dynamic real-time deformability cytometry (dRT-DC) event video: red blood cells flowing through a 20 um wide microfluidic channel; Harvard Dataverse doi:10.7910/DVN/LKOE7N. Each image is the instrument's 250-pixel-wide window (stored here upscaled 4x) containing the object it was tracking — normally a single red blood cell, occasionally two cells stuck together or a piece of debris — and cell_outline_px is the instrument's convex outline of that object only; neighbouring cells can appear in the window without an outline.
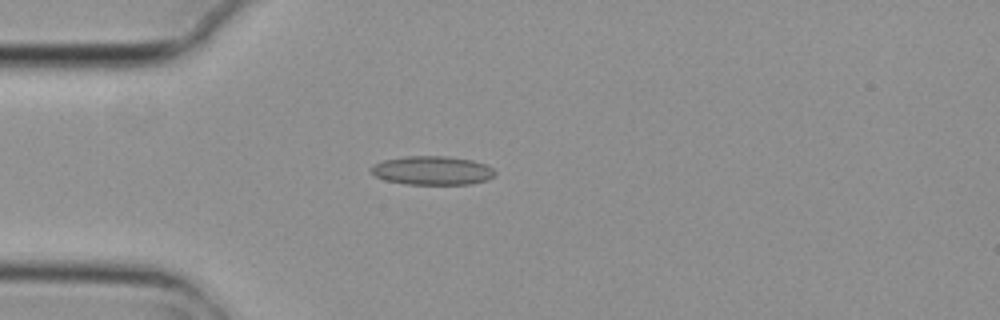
{"species": "common noctule bat (a hibernating species)", "species_latin": "Nyctalus noctula", "temperature_condition": "cold", "stored_images_in_passage": 2, "camera_frame_rate_fps": 3000, "um_per_image_px": 0.085, "animal": {"sex": "female", "body_mass_g": 29.2, "forearm_length_mm": 56.3}, "frame": {"image": 1, "passage_image": 2, "time_ms": 0.333, "image_size_px": [1000, 320], "cell_outline_px": [[496, 176], [488, 180], [472, 184], [408, 184], [384, 180], [368, 172], [372, 164], [384, 160], [408, 156], [448, 156], [472, 160], [484, 164], [492, 168], [496, 172]], "centroid_in_image_um": [36.74, 14.49], "position_along_channel_um": 48.3, "area_um2": 20.98}}